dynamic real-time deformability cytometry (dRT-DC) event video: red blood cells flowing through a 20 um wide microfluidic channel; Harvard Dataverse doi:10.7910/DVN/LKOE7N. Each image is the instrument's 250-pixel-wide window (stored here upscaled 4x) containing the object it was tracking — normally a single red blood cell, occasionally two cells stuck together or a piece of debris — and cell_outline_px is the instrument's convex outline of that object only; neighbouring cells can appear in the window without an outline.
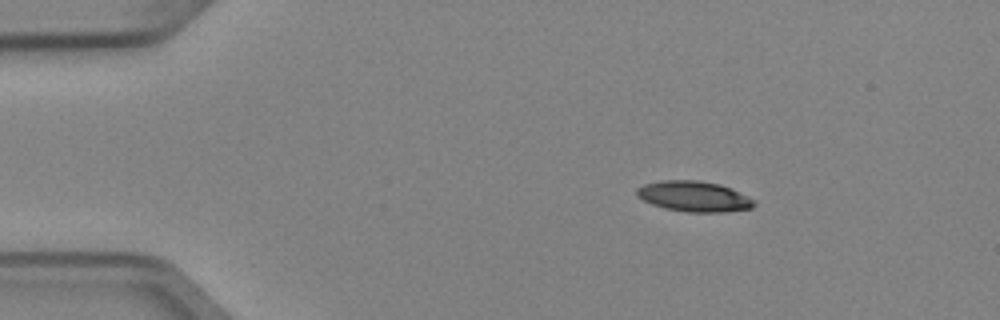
{"species": "Egyptian fruit bat (a non-hibernating species)", "species_latin": "Rousettus aegyptiacus", "temperature_condition": "cold", "stored_images_in_passage": 3, "camera_frame_rate_fps": 3000, "um_per_image_px": 0.085, "animal": {"sex": "female"}, "frame": {"image": 1, "passage_image": 1, "time_ms": 0.0, "image_size_px": [1000, 320], "cell_outline_px": [[756, 204], [752, 208], [724, 212], [688, 212], [664, 208], [652, 204], [636, 196], [636, 188], [644, 184], [660, 180], [696, 180], [720, 184], [748, 196], [756, 200]], "centroid_in_image_um": [58.98, 16.69], "position_along_channel_um": 26.0, "area_um2": 20.92}}